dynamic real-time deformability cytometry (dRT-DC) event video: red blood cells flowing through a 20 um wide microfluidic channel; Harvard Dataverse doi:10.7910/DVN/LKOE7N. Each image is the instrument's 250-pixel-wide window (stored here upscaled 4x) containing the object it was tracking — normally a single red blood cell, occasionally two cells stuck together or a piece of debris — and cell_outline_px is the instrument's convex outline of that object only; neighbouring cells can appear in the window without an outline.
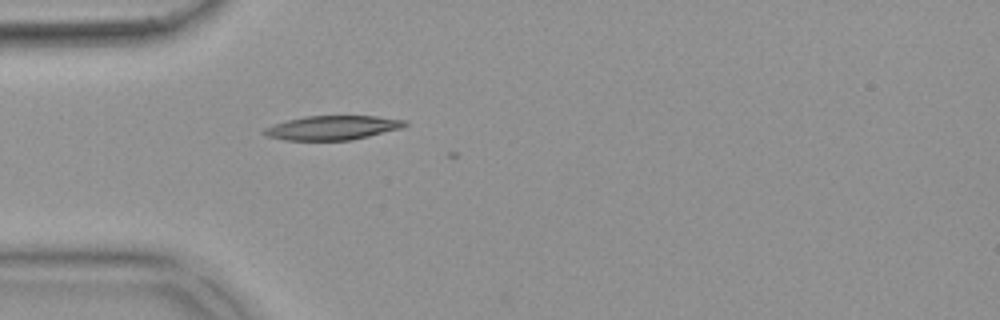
{"species": "common noctule bat (a hibernating species)", "species_latin": "Nyctalus noctula", "temperature_condition": "warm", "stored_images_in_passage": 6, "camera_frame_rate_fps": 3000, "um_per_image_px": 0.085, "animal": {"sex": "female", "body_mass_g": 18.4}, "frame": {"image": 1, "passage_image": 1, "time_ms": 0.0, "image_size_px": [1000, 320], "cell_outline_px": [[408, 124], [400, 128], [352, 140], [284, 140], [268, 136], [260, 132], [264, 128], [288, 120], [304, 116], [376, 116], [408, 120]], "centroid_in_image_um": [28.26, 10.85], "position_along_channel_um": 56.7, "area_um2": 19.71}}
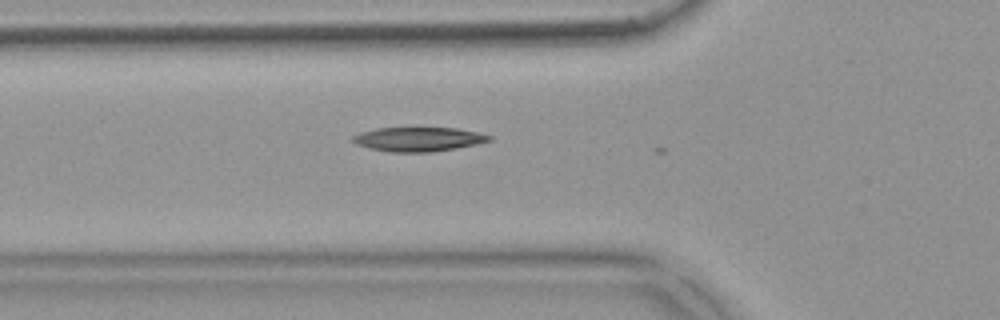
{"frame": {"image": 2, "passage_image": 4, "time_ms": 1.0, "image_size_px": [1000, 320], "cell_outline_px": [[492, 140], [476, 144], [456, 148], [432, 152], [388, 152], [368, 148], [356, 144], [352, 140], [352, 136], [360, 132], [376, 128], [412, 124], [456, 128], [476, 132], [492, 136]], "centroid_in_image_um": [35.52, 11.78], "position_along_channel_um": 90.3, "area_um2": 20.4}}